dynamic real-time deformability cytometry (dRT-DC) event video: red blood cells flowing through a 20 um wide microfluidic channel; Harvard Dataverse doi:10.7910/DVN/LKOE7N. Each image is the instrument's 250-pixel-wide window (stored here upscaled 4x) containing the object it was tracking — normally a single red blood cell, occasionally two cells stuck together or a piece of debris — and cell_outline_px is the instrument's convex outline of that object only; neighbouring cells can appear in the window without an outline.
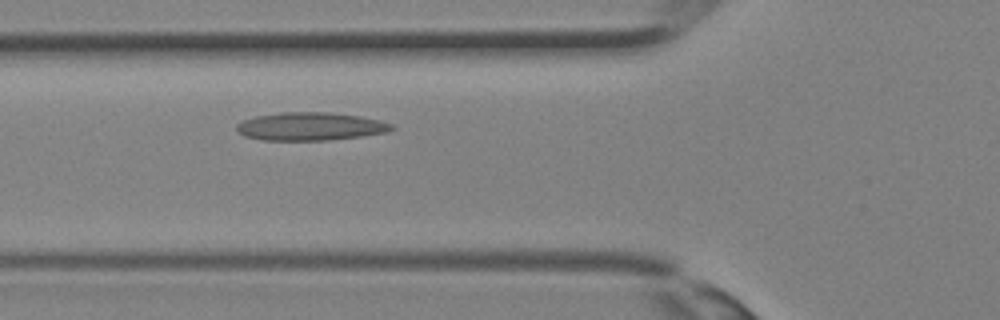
{"species": "Egyptian fruit bat (a non-hibernating species)", "species_latin": "Rousettus aegyptiacus", "temperature_condition": "room temperature", "stored_images_in_passage": 26, "camera_frame_rate_fps": 3000, "um_per_image_px": 0.085, "animal": {"sex": "female"}, "frame": {"image": 1, "passage_image": 4, "time_ms": 1.0, "image_size_px": [1000, 320], "cell_outline_px": [[396, 128], [388, 132], [360, 136], [328, 140], [264, 140], [244, 136], [236, 128], [236, 124], [244, 120], [256, 116], [280, 112], [328, 112], [360, 116], [380, 120], [392, 124]], "centroid_in_image_um": [26.4, 10.74], "position_along_channel_um": 99.4, "area_um2": 25.32}}
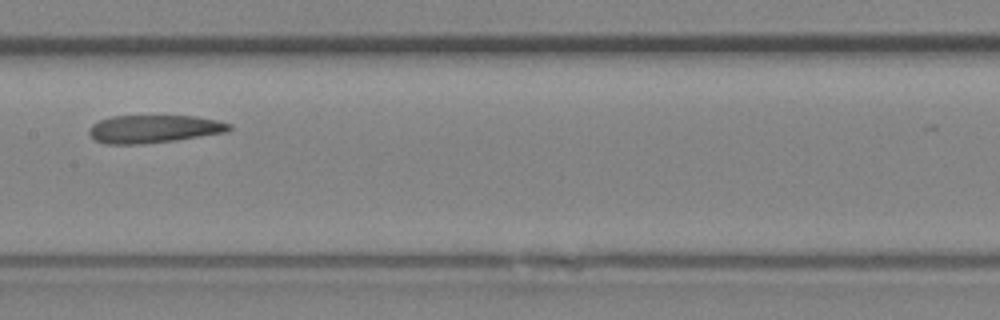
{"frame": {"image": 2, "passage_image": 9, "time_ms": 2.667, "image_size_px": [1000, 320], "cell_outline_px": [[232, 128], [228, 132], [176, 140], [140, 144], [104, 144], [96, 140], [88, 132], [88, 128], [92, 124], [100, 120], [112, 116], [196, 116], [216, 120], [232, 124]], "centroid_in_image_um": [13.09, 10.96], "position_along_channel_um": 194.3, "area_um2": 22.83}}
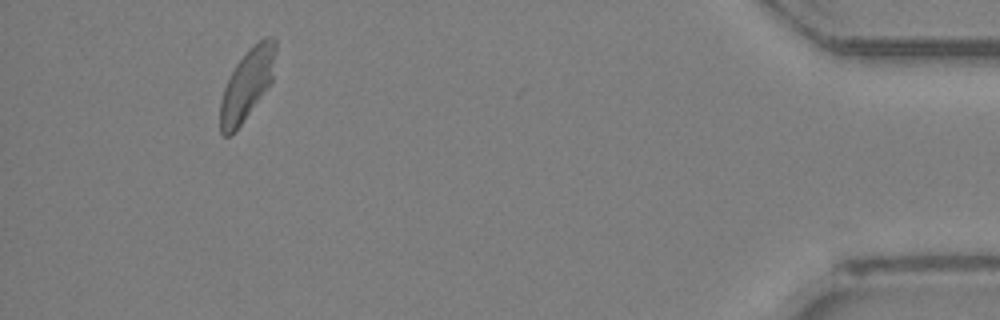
{"frame": {"image": 3, "passage_image": 24, "time_ms": 7.667, "image_size_px": [1000, 320], "cell_outline_px": [[276, 52], [272, 84], [240, 124], [228, 136], [224, 136], [220, 132], [220, 104], [224, 88], [236, 64], [264, 36], [272, 36], [276, 40]], "centroid_in_image_um": [21.04, 7.16], "position_along_channel_um": 414.2, "area_um2": 22.43}}